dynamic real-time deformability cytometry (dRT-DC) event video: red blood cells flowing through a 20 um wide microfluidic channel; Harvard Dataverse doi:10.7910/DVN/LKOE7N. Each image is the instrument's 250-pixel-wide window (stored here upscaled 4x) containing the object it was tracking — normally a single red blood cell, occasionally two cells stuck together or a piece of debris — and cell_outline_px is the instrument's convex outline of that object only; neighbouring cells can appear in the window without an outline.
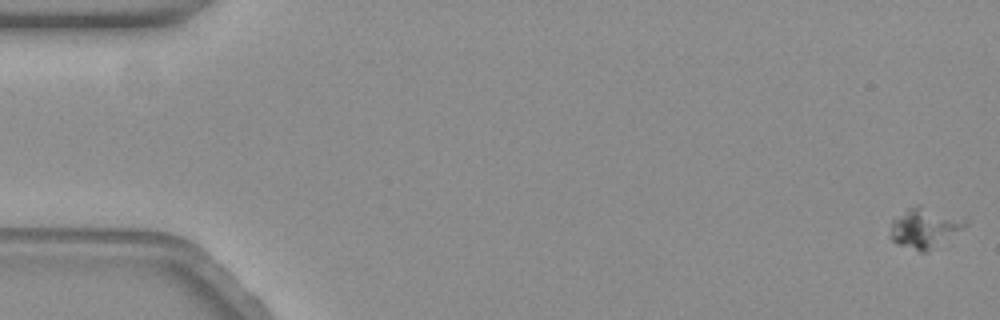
{"species": "common noctule bat (a hibernating species)", "species_latin": "Nyctalus noctula", "temperature_condition": "warm", "stored_images_in_passage": 63, "camera_frame_rate_fps": 3000, "um_per_image_px": 0.085, "animal": {"sex": "female", "body_mass_g": 19.3, "forearm_length_mm": 54.1}, "frame": {"image": 1, "passage_image": 1, "time_ms": 0.0, "image_size_px": [1000, 320], "cell_outline_px": [[968, 224], [952, 244], [928, 252], [920, 252], [896, 244], [892, 240], [892, 220], [908, 208], [916, 204], [920, 204], [968, 220]], "centroid_in_image_um": [78.73, 19.43], "position_along_channel_um": 6.3, "area_um2": 18.55}}
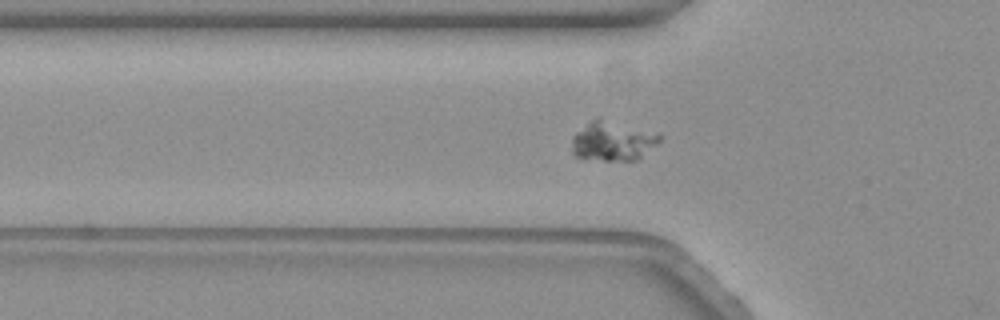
{"frame": {"image": 2, "passage_image": 21, "time_ms": 6.667, "image_size_px": [1000, 320], "cell_outline_px": [[660, 140], [656, 144], [636, 160], [604, 160], [576, 156], [572, 152], [572, 136], [576, 132], [596, 116], [600, 116], [660, 132]], "centroid_in_image_um": [52.1, 11.92], "position_along_channel_um": 73.7, "area_um2": 20.58}}
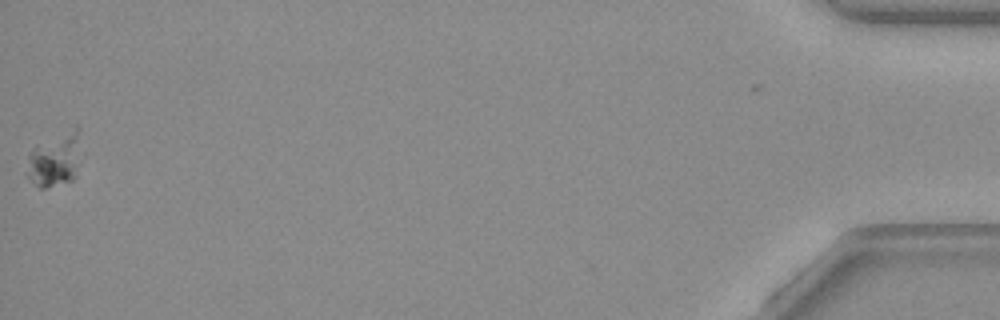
{"frame": {"image": 3, "passage_image": 62, "time_ms": 20.333, "image_size_px": [1000, 320], "cell_outline_px": [[84, 152], [76, 176], [72, 180], [44, 188], [40, 188], [24, 172], [28, 156], [32, 148], [36, 144], [76, 124], [80, 128]], "centroid_in_image_um": [4.76, 13.47], "position_along_channel_um": 430.4, "area_um2": 18.32}}